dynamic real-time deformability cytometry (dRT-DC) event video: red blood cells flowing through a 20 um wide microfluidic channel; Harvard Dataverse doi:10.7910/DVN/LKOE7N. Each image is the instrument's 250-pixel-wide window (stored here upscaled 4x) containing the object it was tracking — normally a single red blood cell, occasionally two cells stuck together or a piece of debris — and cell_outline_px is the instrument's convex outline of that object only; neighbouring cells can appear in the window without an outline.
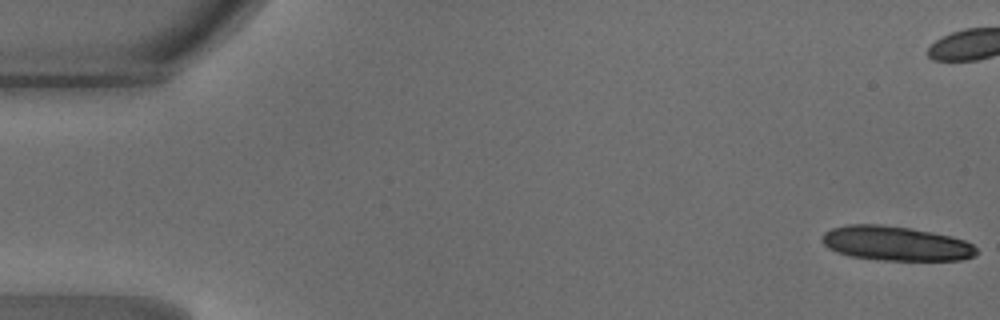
{"species": "common noctule bat (a hibernating species)", "species_latin": "Nyctalus noctula", "temperature_condition": "warm", "stored_images_in_passage": 49, "camera_frame_rate_fps": 3000, "um_per_image_px": 0.085, "animal": {"sex": "male", "body_mass_g": 18.8}, "frame": {"image": 1, "passage_image": 1, "time_ms": 0.0, "image_size_px": [1000, 320], "cell_outline_px": [[976, 256], [964, 260], [884, 260], [852, 256], [836, 252], [828, 248], [820, 240], [820, 236], [824, 232], [832, 228], [848, 224], [880, 224], [908, 228], [932, 232], [952, 236], [964, 240], [972, 244], [976, 248]], "centroid_in_image_um": [76.13, 20.69], "position_along_channel_um": 8.9, "area_um2": 31.1}}
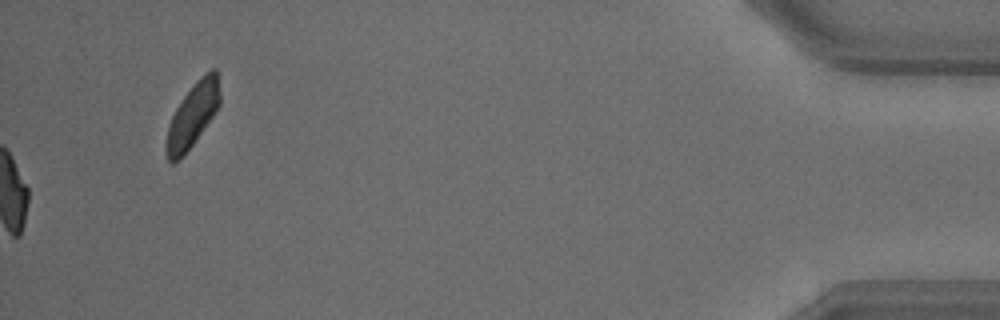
{"frame": {"image": 2, "passage_image": 49, "time_ms": 16.0, "image_size_px": [1000, 320], "cell_outline_px": [[220, 104], [212, 116], [192, 144], [180, 160], [172, 164], [168, 160], [164, 152], [164, 144], [168, 128], [172, 116], [176, 108], [184, 96], [196, 80], [200, 76], [212, 68], [216, 68], [220, 96]], "centroid_in_image_um": [16.34, 9.81], "position_along_channel_um": 418.9, "area_um2": 19.83}, "authors_computed_cell_mechanics": {"area_um2": 19.4786, "velocity_mm_per_s": 4.2409, "shape_relaxation_time_tau1_ms": 4.5711, "shape_relaxation_time_tau2_ms": 1.7772, "deformation_change_tau1": 0.1709, "deformation_change_tau2": 0.0739}}